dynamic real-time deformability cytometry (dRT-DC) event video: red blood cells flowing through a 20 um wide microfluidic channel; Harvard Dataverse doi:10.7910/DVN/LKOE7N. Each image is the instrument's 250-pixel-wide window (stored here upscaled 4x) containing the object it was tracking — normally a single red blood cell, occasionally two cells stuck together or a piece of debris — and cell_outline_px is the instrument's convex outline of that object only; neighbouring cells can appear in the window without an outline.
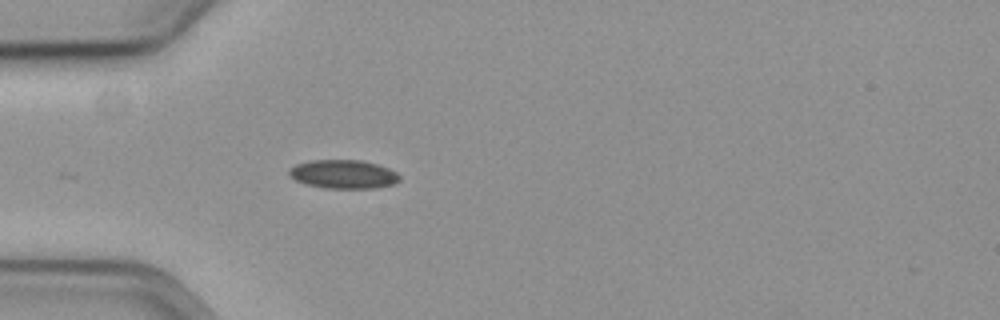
{"species": "common noctule bat (a hibernating species)", "species_latin": "Nyctalus noctula", "temperature_condition": "cold", "stored_images_in_passage": 10, "camera_frame_rate_fps": 3000, "um_per_image_px": 0.085, "animal": {"sex": "female", "body_mass_g": 19.3, "forearm_length_mm": 54.1}, "frame": {"image": 1, "passage_image": 1, "time_ms": 0.0, "image_size_px": [1000, 320], "cell_outline_px": [[400, 180], [396, 184], [372, 188], [324, 188], [308, 184], [296, 180], [288, 176], [288, 172], [296, 164], [312, 160], [360, 160], [376, 164], [388, 168], [396, 172], [400, 176]], "centroid_in_image_um": [29.21, 14.81], "position_along_channel_um": 55.8, "area_um2": 18.38}}
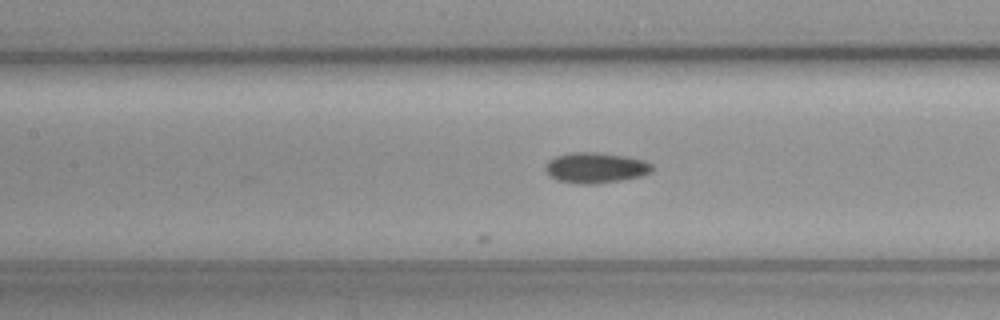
{"frame": {"image": 2, "passage_image": 10, "time_ms": 3.0, "image_size_px": [1000, 320], "cell_outline_px": [[656, 168], [652, 172], [640, 176], [620, 180], [596, 184], [576, 184], [556, 180], [548, 176], [544, 168], [544, 164], [548, 160], [556, 156], [572, 152], [596, 152], [624, 156], [644, 160], [652, 164]], "centroid_in_image_um": [50.6, 14.27], "position_along_channel_um": 156.8, "area_um2": 19.31}}